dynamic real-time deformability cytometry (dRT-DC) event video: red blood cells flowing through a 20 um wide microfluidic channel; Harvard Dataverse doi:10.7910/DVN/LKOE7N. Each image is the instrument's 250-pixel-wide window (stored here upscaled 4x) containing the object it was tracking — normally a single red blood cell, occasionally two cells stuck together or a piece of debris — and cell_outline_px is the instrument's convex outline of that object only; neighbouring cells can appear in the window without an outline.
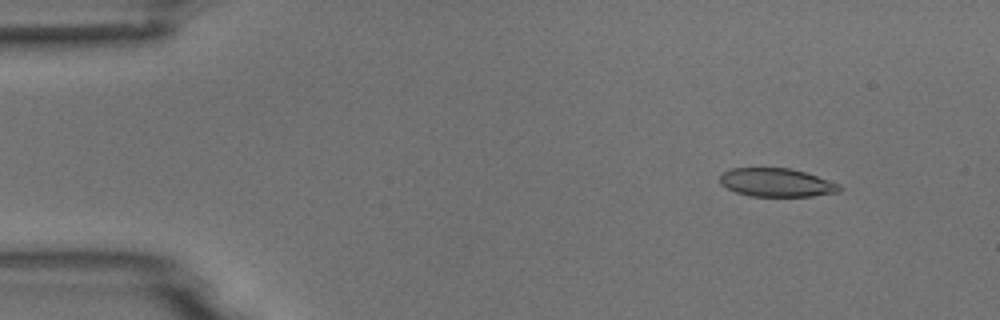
{"species": "common noctule bat (a hibernating species)", "species_latin": "Nyctalus noctula", "temperature_condition": "room temperature", "stored_images_in_passage": 10, "camera_frame_rate_fps": 3000, "um_per_image_px": 0.085, "animal": {"sex": "male", "body_mass_g": 18.8}, "frame": {"image": 1, "passage_image": 2, "time_ms": 1.333, "image_size_px": [1000, 320], "cell_outline_px": [[844, 188], [840, 192], [812, 196], [748, 196], [736, 192], [720, 184], [720, 172], [732, 168], [788, 168], [804, 172], [840, 184]], "centroid_in_image_um": [66.0, 15.52], "position_along_channel_um": 19.0, "area_um2": 19.88}}
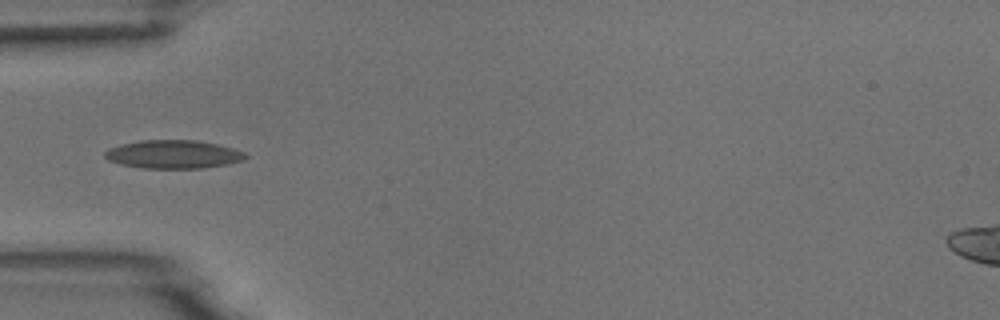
{"frame": {"image": 2, "passage_image": 5, "time_ms": 5.0, "image_size_px": [1000, 320], "cell_outline_px": [[248, 156], [244, 160], [228, 164], [204, 168], [144, 168], [120, 164], [108, 160], [104, 156], [104, 152], [108, 148], [120, 144], [140, 140], [196, 140], [216, 144], [232, 148], [244, 152]], "centroid_in_image_um": [14.72, 13.11], "position_along_channel_um": 70.3, "area_um2": 23.29}}
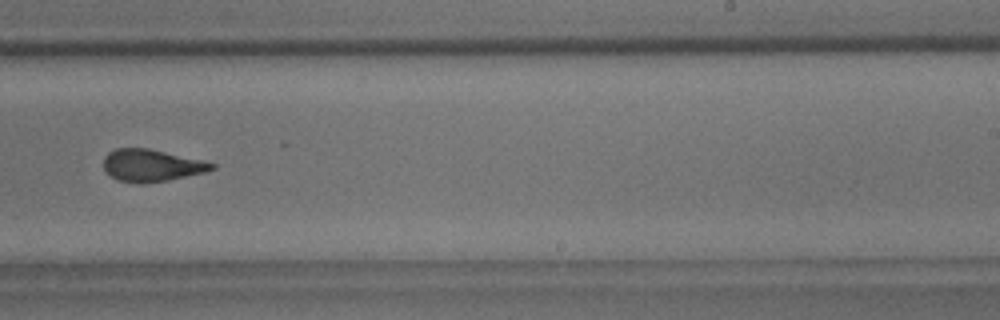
{"frame": {"image": 3, "passage_image": 10, "time_ms": 10.333, "image_size_px": [1000, 320], "cell_outline_px": [[216, 168], [204, 172], [168, 180], [144, 184], [140, 184], [120, 180], [112, 176], [104, 168], [104, 156], [108, 152], [116, 148], [148, 148], [204, 160], [216, 164]], "centroid_in_image_um": [12.9, 14.05], "position_along_channel_um": 276.1, "area_um2": 20.23}}